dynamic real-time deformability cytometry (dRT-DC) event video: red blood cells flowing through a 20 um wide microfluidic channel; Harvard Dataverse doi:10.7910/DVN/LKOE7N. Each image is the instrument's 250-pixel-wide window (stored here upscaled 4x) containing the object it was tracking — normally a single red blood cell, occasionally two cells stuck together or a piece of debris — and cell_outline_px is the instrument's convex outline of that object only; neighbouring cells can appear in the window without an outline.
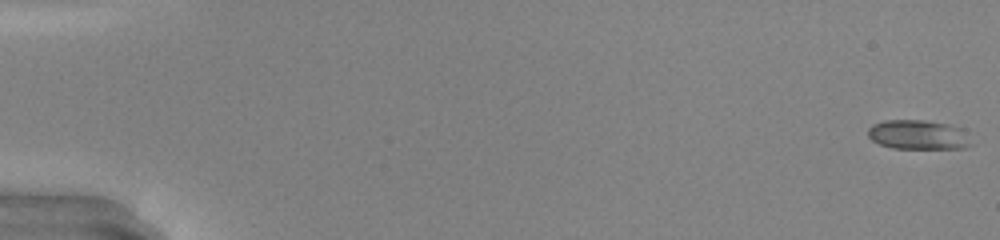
{"species": "common noctule bat (a hibernating species)", "species_latin": "Nyctalus noctula", "temperature_condition": "warm", "stored_images_in_passage": 50, "camera_frame_rate_fps": 3000, "um_per_image_px": 0.085, "animal": {"sex": "male", "body_mass_g": 20.0, "forearm_length_mm": 53.3}, "frame": {"image": 1, "passage_image": 1, "time_ms": 0.0, "image_size_px": [1000, 240], "cell_outline_px": [[972, 144], [964, 148], [892, 148], [880, 144], [872, 140], [868, 136], [868, 128], [872, 124], [884, 120], [924, 120], [948, 124], [964, 128]], "centroid_in_image_um": [78.05, 11.44], "position_along_channel_um": 6.9, "area_um2": 17.8}}
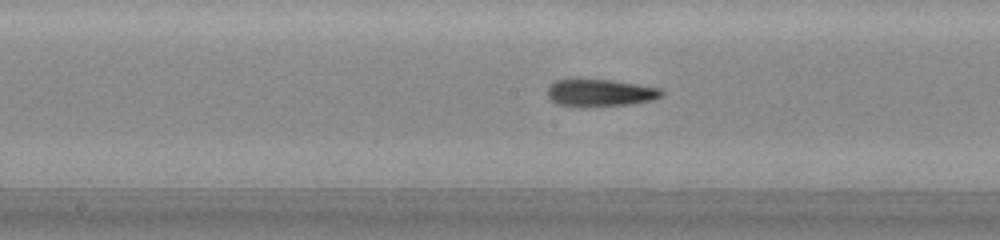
{"frame": {"image": 2, "passage_image": 27, "time_ms": 8.667, "image_size_px": [1000, 240], "cell_outline_px": [[664, 96], [652, 100], [628, 104], [588, 108], [556, 104], [548, 96], [548, 88], [556, 80], [612, 80], [660, 88], [664, 92]], "centroid_in_image_um": [51.04, 7.92], "position_along_channel_um": 197.2, "area_um2": 18.15}}
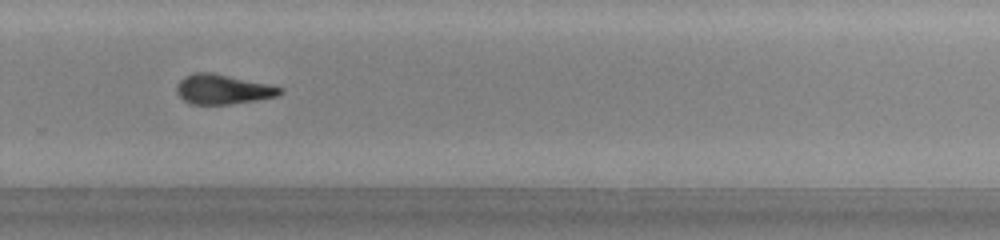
{"frame": {"image": 3, "passage_image": 35, "time_ms": 11.333, "image_size_px": [1000, 240], "cell_outline_px": [[284, 92], [276, 96], [256, 100], [228, 104], [188, 104], [176, 92], [176, 84], [184, 76], [196, 72], [212, 72], [268, 84], [284, 88]], "centroid_in_image_um": [18.92, 7.58], "position_along_channel_um": 310.9, "area_um2": 17.92}, "authors_computed_cell_mechanics": {"area_um2": 17.8602, "velocity_mm_per_s": 4.2692, "shape_relaxation_time_tau1_ms": null, "shape_relaxation_time_tau2_ms": 4.9427, "deformation_change_tau1": null, "deformation_change_tau2": 0.1368}}